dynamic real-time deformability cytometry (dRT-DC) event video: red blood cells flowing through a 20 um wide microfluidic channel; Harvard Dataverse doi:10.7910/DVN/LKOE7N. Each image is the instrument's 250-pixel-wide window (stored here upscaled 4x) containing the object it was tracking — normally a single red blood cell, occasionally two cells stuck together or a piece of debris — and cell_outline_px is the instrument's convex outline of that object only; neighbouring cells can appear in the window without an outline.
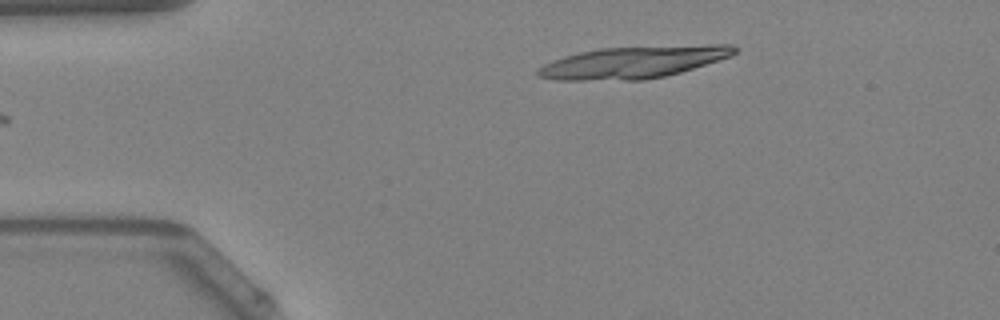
{"species": "Egyptian fruit bat (a non-hibernating species)", "species_latin": "Rousettus aegyptiacus", "temperature_condition": "warm", "stored_images_in_passage": 9, "camera_frame_rate_fps": 3000, "um_per_image_px": 0.085, "animal": {"sex": "female"}, "frame": {"image": 1, "passage_image": 1, "time_ms": 0.0, "image_size_px": [1000, 320], "cell_outline_px": [[740, 48], [732, 56], [680, 72], [664, 76], [640, 80], [560, 80], [536, 76], [536, 72], [544, 64], [564, 56], [580, 52], [600, 48], [708, 44], [732, 44]], "centroid_in_image_um": [53.89, 5.28], "position_along_channel_um": 31.1, "area_um2": 36.65}}